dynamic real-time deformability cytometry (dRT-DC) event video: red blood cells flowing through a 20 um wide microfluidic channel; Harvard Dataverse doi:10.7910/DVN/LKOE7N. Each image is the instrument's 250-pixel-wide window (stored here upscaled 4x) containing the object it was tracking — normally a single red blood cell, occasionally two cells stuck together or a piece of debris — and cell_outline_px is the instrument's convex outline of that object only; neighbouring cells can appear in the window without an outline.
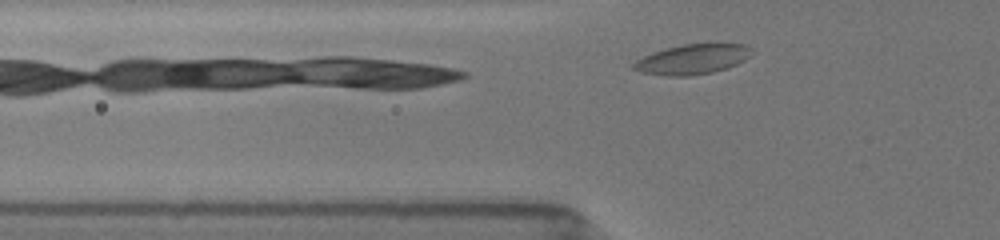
{"species": "common noctule bat (a hibernating species)", "species_latin": "Nyctalus noctula", "temperature_condition": "room temperature", "stored_images_in_passage": 63, "camera_frame_rate_fps": 3000, "um_per_image_px": 0.085, "animal": {"sex": "female", "body_mass_g": 19.5, "forearm_length_mm": 54.1}, "frame": {"image": 1, "passage_image": 4, "time_ms": 0.667, "image_size_px": [1000, 240], "cell_outline_px": [[752, 56], [728, 68], [712, 72], [688, 76], [664, 76], [644, 72], [632, 68], [632, 64], [636, 60], [644, 56], [668, 48], [684, 44], [748, 44], [752, 48]], "centroid_in_image_um": [58.91, 5.04], "position_along_channel_um": 66.9, "area_um2": 20.46}}
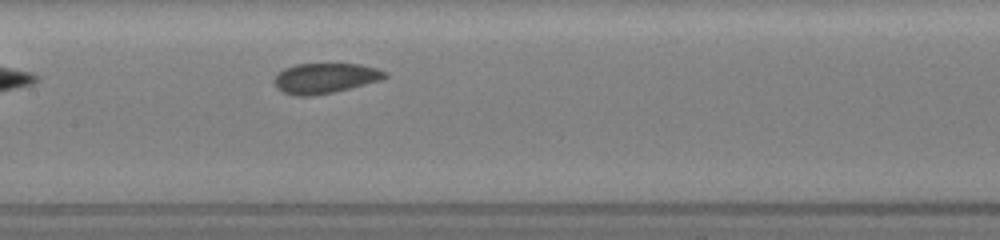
{"frame": {"image": 2, "passage_image": 21, "time_ms": 3.667, "image_size_px": [1000, 240], "cell_outline_px": [[388, 76], [380, 80], [332, 92], [312, 96], [292, 96], [276, 88], [272, 80], [284, 68], [296, 64], [360, 64], [376, 68], [388, 72]], "centroid_in_image_um": [27.6, 6.64], "position_along_channel_um": 179.8, "area_um2": 19.42}}
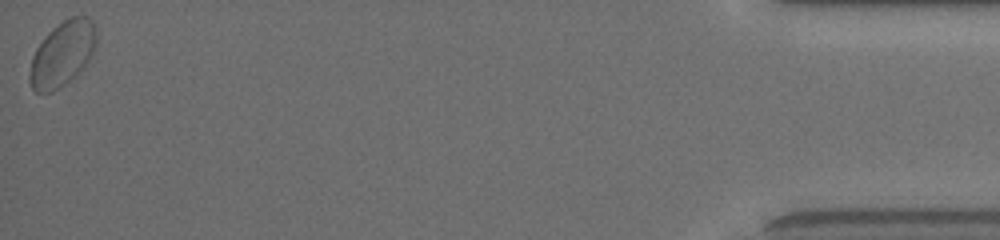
{"frame": {"image": 3, "passage_image": 63, "time_ms": 12.333, "image_size_px": [1000, 240], "cell_outline_px": [[96, 40], [92, 56], [84, 68], [80, 72], [64, 84], [52, 92], [36, 92], [32, 88], [28, 80], [28, 76], [32, 56], [36, 48], [44, 36], [52, 28], [64, 20], [72, 16], [88, 16], [92, 20], [96, 28]], "centroid_in_image_um": [5.3, 4.57], "position_along_channel_um": 429.9, "area_um2": 25.43}, "authors_computed_cell_mechanics": {"area_um2": 20.1144, "velocity_mm_per_s": 3.8633, "shape_relaxation_time_tau1_ms": 2.3053, "shape_relaxation_time_tau2_ms": 1.4708, "deformation_change_tau1": 0.0584, "deformation_change_tau2": 0.0507}}